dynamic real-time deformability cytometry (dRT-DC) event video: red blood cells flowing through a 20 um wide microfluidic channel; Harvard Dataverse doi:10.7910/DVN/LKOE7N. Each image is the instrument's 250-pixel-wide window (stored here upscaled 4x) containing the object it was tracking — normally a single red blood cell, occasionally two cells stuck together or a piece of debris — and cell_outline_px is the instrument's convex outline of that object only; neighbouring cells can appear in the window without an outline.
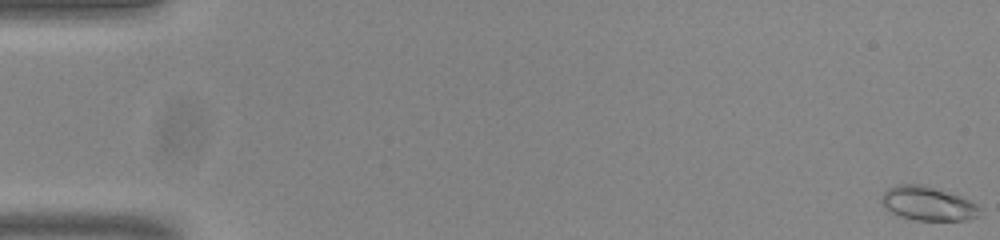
{"species": "common noctule bat (a hibernating species)", "species_latin": "Nyctalus noctula", "temperature_condition": "room temperature", "stored_images_in_passage": 55, "camera_frame_rate_fps": 3000, "um_per_image_px": 0.085, "animal": {"sex": "male", "body_mass_g": 20.0, "forearm_length_mm": 53.3}, "frame": {"image": 1, "passage_image": 1, "time_ms": 0.0, "image_size_px": [1000, 240], "cell_outline_px": [[984, 208], [980, 216], [964, 220], [916, 220], [900, 216], [892, 212], [880, 200], [880, 196], [888, 188], [896, 184], [920, 184], [960, 196]], "centroid_in_image_um": [78.9, 17.3], "position_along_channel_um": 6.1, "area_um2": 19.36}}
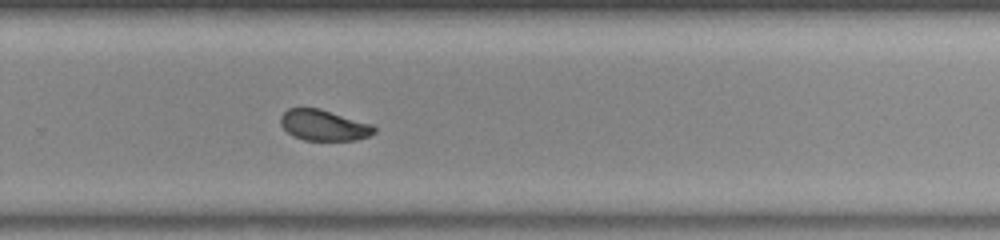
{"frame": {"image": 2, "passage_image": 37, "time_ms": 12.0, "image_size_px": [1000, 240], "cell_outline_px": [[376, 132], [368, 136], [356, 140], [304, 140], [292, 136], [280, 124], [280, 116], [288, 108], [320, 108], [372, 124], [376, 128]], "centroid_in_image_um": [27.52, 10.64], "position_along_channel_um": 302.3, "area_um2": 16.88}}
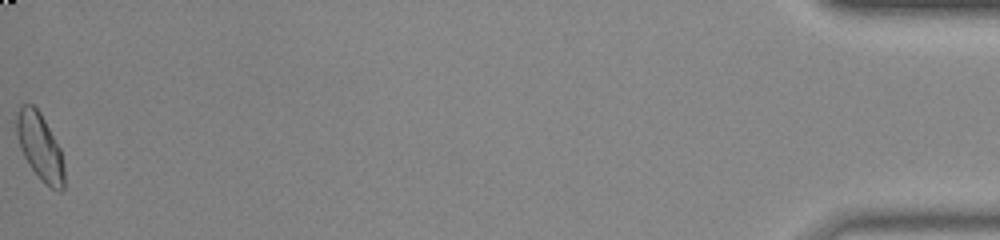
{"frame": {"image": 3, "passage_image": 55, "time_ms": 18.0, "image_size_px": [1000, 240], "cell_outline_px": [[64, 188], [60, 192], [44, 184], [28, 164], [20, 148], [16, 132], [16, 112], [20, 104], [32, 104], [40, 112], [60, 148], [64, 164]], "centroid_in_image_um": [3.38, 12.48], "position_along_channel_um": 431.8, "area_um2": 18.73}, "authors_computed_cell_mechanics": {"area_um2": 17.7446, "velocity_mm_per_s": 3.813, "shape_relaxation_time_tau1_ms": 6.5629, "shape_relaxation_time_tau2_ms": 2.2651, "deformation_change_tau1": 0.1588, "deformation_change_tau2": 0.0664}}